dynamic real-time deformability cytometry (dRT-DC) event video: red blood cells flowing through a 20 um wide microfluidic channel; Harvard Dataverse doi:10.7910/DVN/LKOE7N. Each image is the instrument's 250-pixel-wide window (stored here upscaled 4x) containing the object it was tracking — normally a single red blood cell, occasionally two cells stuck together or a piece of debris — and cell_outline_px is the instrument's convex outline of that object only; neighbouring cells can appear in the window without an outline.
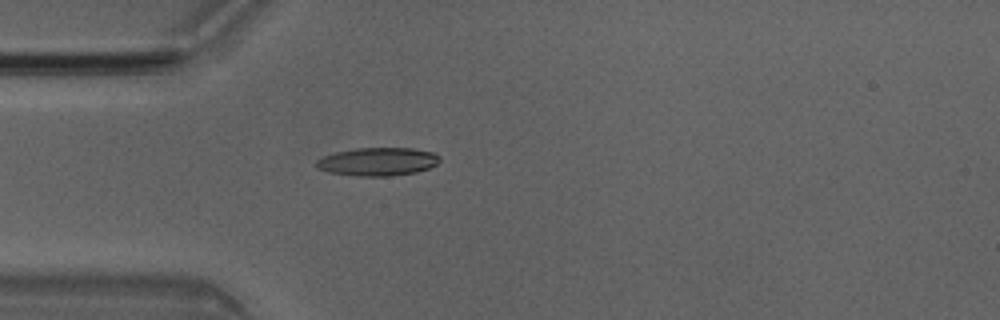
{"species": "Egyptian fruit bat (a non-hibernating species)", "species_latin": "Rousettus aegyptiacus", "temperature_condition": "room temperature", "stored_images_in_passage": 1, "camera_frame_rate_fps": 3000, "um_per_image_px": 0.085, "animal": {"sex": "male"}, "frame": {"image": 1, "passage_image": 1, "time_ms": 0.0, "image_size_px": [1000, 320], "cell_outline_px": [[440, 160], [436, 164], [428, 168], [416, 172], [392, 176], [356, 176], [328, 172], [316, 168], [316, 160], [324, 156], [336, 152], [356, 148], [412, 148], [436, 152], [440, 156]], "centroid_in_image_um": [32.12, 13.74], "position_along_channel_um": 52.9, "area_um2": 20.4}}